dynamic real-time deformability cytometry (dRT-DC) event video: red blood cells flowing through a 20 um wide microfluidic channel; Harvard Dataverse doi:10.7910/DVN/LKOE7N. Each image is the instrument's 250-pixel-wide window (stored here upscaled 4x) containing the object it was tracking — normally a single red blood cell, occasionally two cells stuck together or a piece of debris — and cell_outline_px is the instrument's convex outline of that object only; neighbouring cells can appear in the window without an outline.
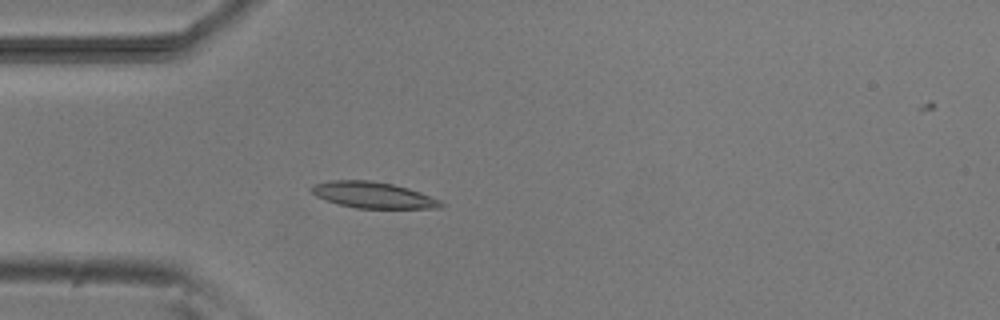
{"species": "common noctule bat (a hibernating species)", "species_latin": "Nyctalus noctula", "temperature_condition": "room temperature", "stored_images_in_passage": 5, "camera_frame_rate_fps": 3000, "um_per_image_px": 0.085, "animal": {"sex": "male", "body_mass_g": 20.5, "forearm_length_mm": 52.5}, "frame": {"image": 1, "passage_image": 5, "time_ms": 4.667, "image_size_px": [1000, 320], "cell_outline_px": [[444, 204], [440, 208], [356, 208], [340, 204], [316, 196], [308, 188], [312, 184], [332, 180], [372, 180], [392, 184], [408, 188], [420, 192], [440, 200]], "centroid_in_image_um": [31.69, 16.57], "position_along_channel_um": 53.3, "area_um2": 19.65}}